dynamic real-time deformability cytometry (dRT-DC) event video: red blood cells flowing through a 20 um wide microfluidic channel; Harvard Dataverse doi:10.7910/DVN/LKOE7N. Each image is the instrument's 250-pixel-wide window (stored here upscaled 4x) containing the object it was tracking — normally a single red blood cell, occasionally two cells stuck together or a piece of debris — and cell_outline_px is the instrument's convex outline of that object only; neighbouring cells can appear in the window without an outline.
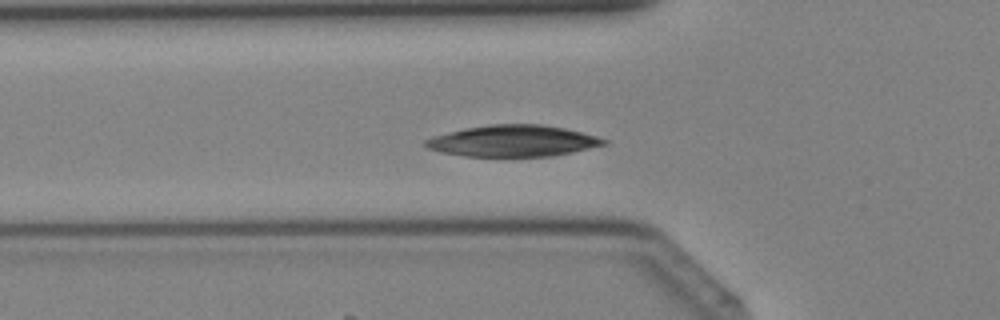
{"species": "Egyptian fruit bat (a non-hibernating species)", "species_latin": "Rousettus aegyptiacus", "temperature_condition": "cold", "stored_images_in_passage": 35, "camera_frame_rate_fps": 3000, "um_per_image_px": 0.085, "animal": {"sex": "female"}, "frame": {"image": 1, "passage_image": 13, "time_ms": 4.0, "image_size_px": [1000, 320], "cell_outline_px": [[608, 144], [572, 152], [552, 156], [464, 156], [440, 152], [428, 148], [424, 144], [424, 140], [432, 136], [468, 128], [492, 124], [544, 124], [564, 128], [596, 136], [608, 140]], "centroid_in_image_um": [43.62, 11.98], "position_along_channel_um": 82.2, "area_um2": 32.43}}
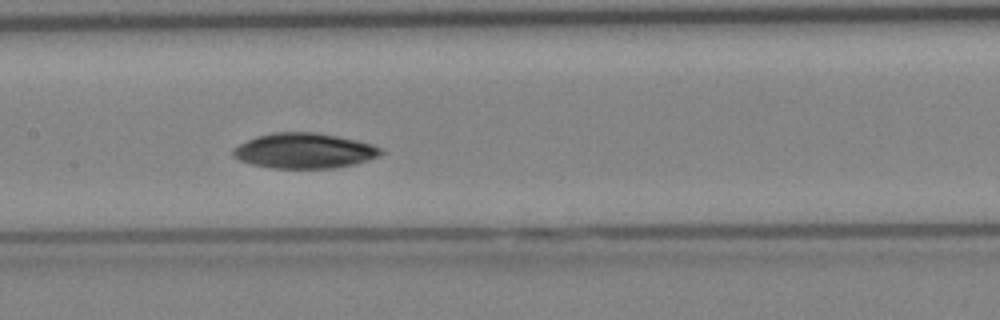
{"frame": {"image": 2, "passage_image": 19, "time_ms": 6.0, "image_size_px": [1000, 320], "cell_outline_px": [[384, 152], [380, 156], [356, 164], [336, 168], [272, 168], [252, 164], [240, 160], [232, 156], [232, 148], [256, 136], [272, 132], [316, 132], [356, 140], [372, 144], [384, 148]], "centroid_in_image_um": [25.89, 12.81], "position_along_channel_um": 181.5, "area_um2": 30.58}}
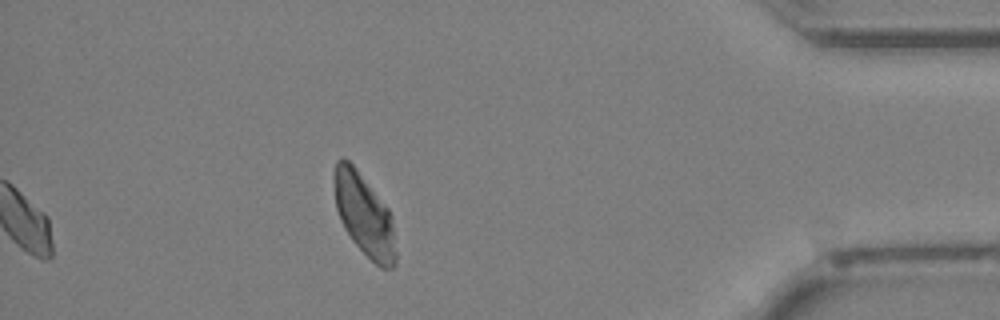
{"frame": {"image": 3, "passage_image": 35, "time_ms": 11.333, "image_size_px": [1000, 320], "cell_outline_px": [[396, 264], [392, 268], [380, 268], [352, 240], [344, 228], [340, 220], [336, 208], [336, 160], [344, 156], [356, 168], [388, 208], [392, 216], [396, 252]], "centroid_in_image_um": [30.99, 18.3], "position_along_channel_um": 404.2, "area_um2": 28.96}}